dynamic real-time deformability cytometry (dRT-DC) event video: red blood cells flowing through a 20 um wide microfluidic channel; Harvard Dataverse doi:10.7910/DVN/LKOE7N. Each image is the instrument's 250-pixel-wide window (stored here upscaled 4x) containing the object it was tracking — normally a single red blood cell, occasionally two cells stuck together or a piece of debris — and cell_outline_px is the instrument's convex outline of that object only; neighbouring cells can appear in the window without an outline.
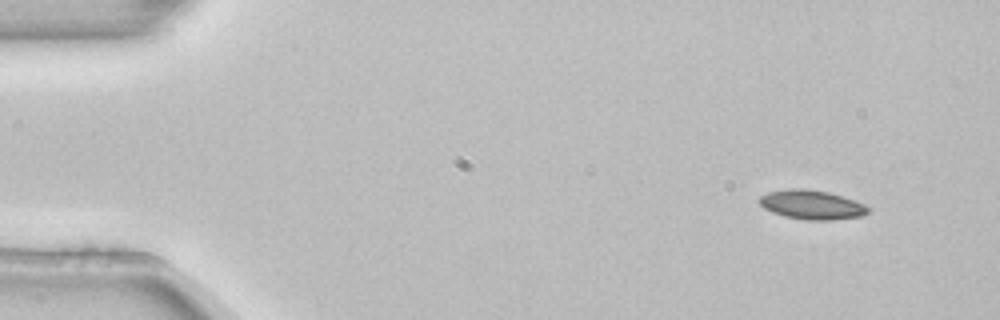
{"species": "common noctule bat (a hibernating species)", "species_latin": "Nyctalus noctula", "temperature_condition": "room temperature", "stored_images_in_passage": 4, "camera_frame_rate_fps": 3000, "um_per_image_px": 0.085, "animal": {"sex": "female", "body_mass_g": 22.7, "forearm_length_mm": 54.2}, "frame": {"image": 1, "passage_image": 1, "time_ms": 0.0, "image_size_px": [1000, 320], "cell_outline_px": [[868, 212], [864, 216], [832, 220], [804, 220], [784, 216], [772, 212], [764, 208], [756, 200], [760, 196], [768, 192], [788, 188], [804, 188], [828, 192], [864, 204], [868, 208]], "centroid_in_image_um": [68.95, 17.4], "position_along_channel_um": 16.1, "area_um2": 18.55}}
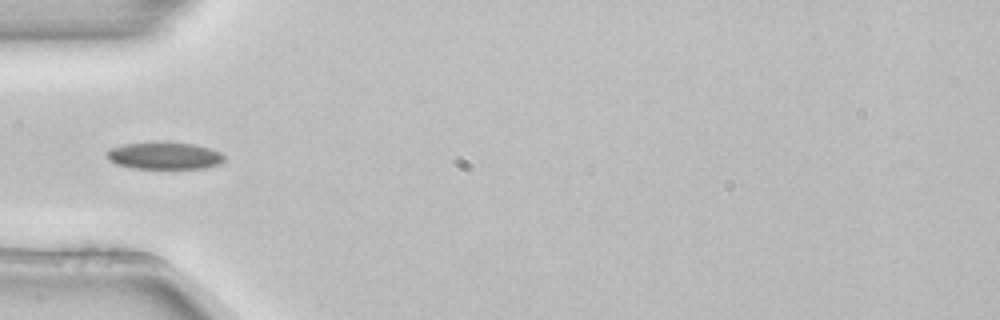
{"frame": {"image": 2, "passage_image": 4, "time_ms": 1.0, "image_size_px": [1000, 320], "cell_outline_px": [[224, 160], [220, 164], [204, 168], [132, 168], [116, 164], [108, 160], [108, 148], [124, 144], [196, 144], [212, 148], [220, 152], [224, 156]], "centroid_in_image_um": [14.0, 13.26], "position_along_channel_um": 71.0, "area_um2": 18.03}}